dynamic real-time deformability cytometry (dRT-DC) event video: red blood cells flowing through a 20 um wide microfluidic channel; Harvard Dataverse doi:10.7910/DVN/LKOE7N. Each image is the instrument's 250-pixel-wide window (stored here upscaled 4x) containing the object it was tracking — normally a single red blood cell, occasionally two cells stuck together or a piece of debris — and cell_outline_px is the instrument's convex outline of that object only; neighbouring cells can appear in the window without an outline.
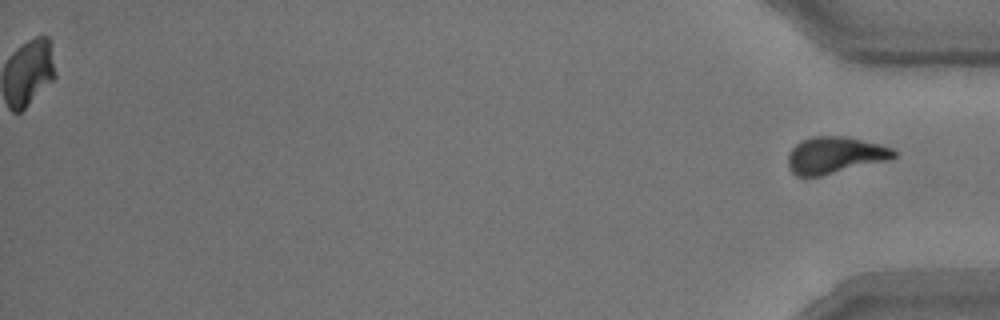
{"species": "common noctule bat (a hibernating species)", "species_latin": "Nyctalus noctula", "temperature_condition": "room temperature", "stored_images_in_passage": 54, "segment_of_instrument_passage": [2, 2], "camera_frame_rate_fps": 3000, "um_per_image_px": 0.085, "animal": {"sex": "male", "body_mass_g": 15.6}, "frame": {"image": 1, "passage_image": 54, "time_ms": 17.667, "image_size_px": [1000, 320], "cell_outline_px": [[896, 156], [888, 160], [820, 176], [796, 176], [788, 168], [788, 156], [792, 148], [800, 140], [812, 136], [844, 136], [884, 144], [896, 148]], "centroid_in_image_um": [71.0, 13.17], "position_along_channel_um": 364.2, "area_um2": 22.89}}